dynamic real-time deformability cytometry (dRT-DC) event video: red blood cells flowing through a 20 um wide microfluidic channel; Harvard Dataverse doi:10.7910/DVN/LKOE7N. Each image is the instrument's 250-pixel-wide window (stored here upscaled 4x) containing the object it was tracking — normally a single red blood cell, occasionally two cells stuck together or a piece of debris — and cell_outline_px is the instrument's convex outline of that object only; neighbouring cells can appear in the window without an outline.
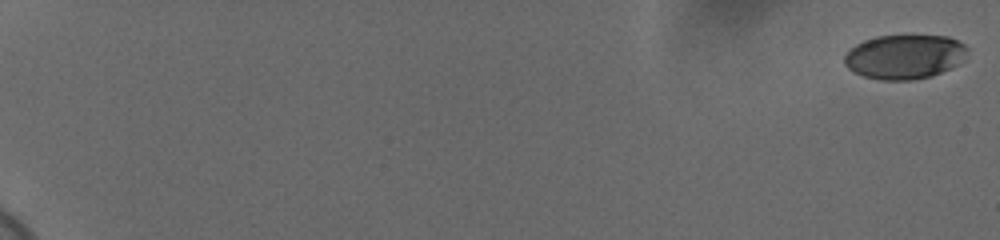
{"species": "human", "species_latin": "Homo sapiens", "temperature_condition": "cold", "stored_images_in_passage": 20, "camera_frame_rate_fps": 3000, "um_per_image_px": 0.085, "donor": {"sex": "female"}, "frame": {"image": 1, "passage_image": 1, "time_ms": 0.0, "image_size_px": [1000, 240], "cell_outline_px": [[968, 48], [956, 64], [932, 76], [912, 80], [880, 80], [864, 76], [848, 68], [844, 64], [844, 56], [856, 44], [864, 40], [876, 36], [948, 36], [964, 44]], "centroid_in_image_um": [76.84, 4.82], "position_along_channel_um": 8.2, "area_um2": 31.27}}
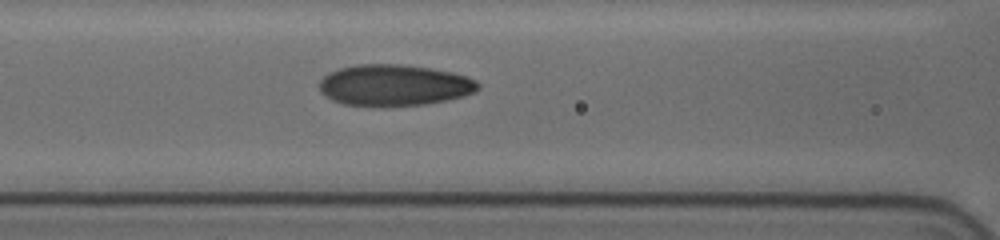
{"frame": {"image": 2, "passage_image": 17, "time_ms": 5.333, "image_size_px": [1000, 240], "cell_outline_px": [[480, 88], [476, 92], [464, 96], [424, 104], [380, 108], [344, 104], [332, 100], [324, 96], [320, 92], [320, 80], [328, 72], [340, 68], [360, 64], [400, 64], [428, 68], [452, 72], [468, 76], [476, 80], [480, 84]], "centroid_in_image_um": [33.5, 7.26], "position_along_channel_um": 133.1, "area_um2": 38.73}}
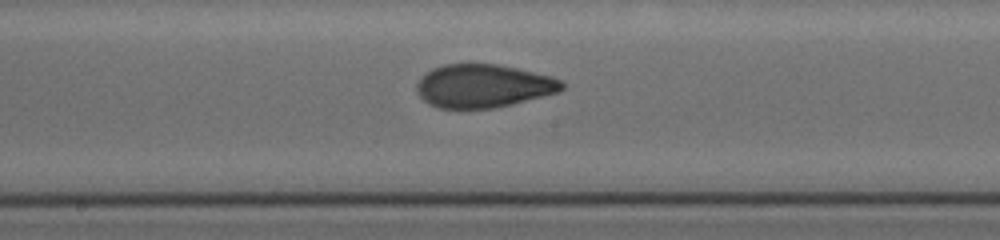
{"frame": {"image": 3, "passage_image": 20, "time_ms": 6.333, "image_size_px": [1000, 240], "cell_outline_px": [[564, 88], [556, 92], [512, 104], [492, 108], [440, 108], [428, 104], [416, 92], [416, 84], [420, 76], [432, 68], [444, 64], [500, 64], [552, 76], [560, 80], [564, 84]], "centroid_in_image_um": [41.03, 7.29], "position_along_channel_um": 207.2, "area_um2": 36.59}}